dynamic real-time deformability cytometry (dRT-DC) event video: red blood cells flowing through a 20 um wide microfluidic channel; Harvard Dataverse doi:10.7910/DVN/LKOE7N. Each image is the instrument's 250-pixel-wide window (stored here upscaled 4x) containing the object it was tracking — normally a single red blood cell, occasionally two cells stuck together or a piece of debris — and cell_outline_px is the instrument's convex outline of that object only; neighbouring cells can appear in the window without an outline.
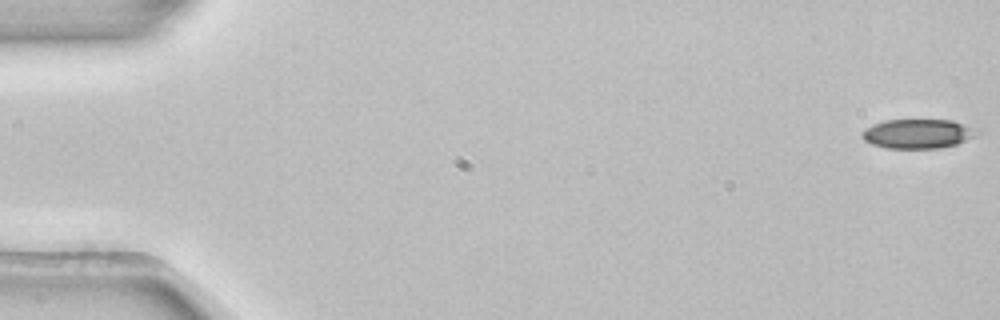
{"species": "common noctule bat (a hibernating species)", "species_latin": "Nyctalus noctula", "temperature_condition": "room temperature", "stored_images_in_passage": 4, "camera_frame_rate_fps": 3000, "um_per_image_px": 0.085, "animal": {"sex": "female", "body_mass_g": 22.7, "forearm_length_mm": 54.2}, "frame": {"image": 1, "passage_image": 1, "time_ms": 0.0, "image_size_px": [1000, 320], "cell_outline_px": [[984, 128], [976, 136], [956, 144], [940, 148], [888, 148], [872, 144], [864, 140], [860, 136], [860, 132], [864, 128], [872, 124], [884, 120], [952, 120]], "centroid_in_image_um": [78.07, 11.35], "position_along_channel_um": 6.9, "area_um2": 20.17}}
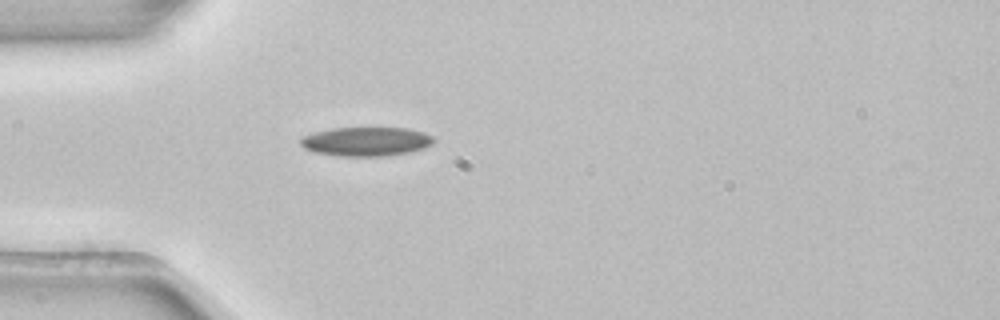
{"frame": {"image": 2, "passage_image": 4, "time_ms": 1.0, "image_size_px": [1000, 320], "cell_outline_px": [[436, 140], [432, 144], [424, 148], [408, 152], [384, 156], [340, 156], [316, 152], [304, 148], [300, 144], [300, 140], [304, 136], [316, 132], [332, 128], [408, 128], [424, 132], [432, 136]], "centroid_in_image_um": [31.15, 12.02], "position_along_channel_um": 53.8, "area_um2": 22.43}}